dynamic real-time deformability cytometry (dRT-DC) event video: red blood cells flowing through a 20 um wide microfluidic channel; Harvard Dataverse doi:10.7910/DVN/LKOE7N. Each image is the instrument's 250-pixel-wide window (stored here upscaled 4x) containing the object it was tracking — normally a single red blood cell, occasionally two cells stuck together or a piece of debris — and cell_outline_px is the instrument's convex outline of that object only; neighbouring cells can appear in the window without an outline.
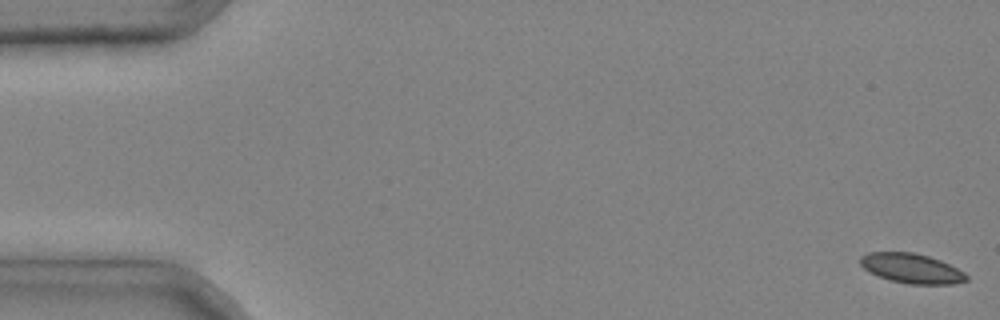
{"species": "common noctule bat (a hibernating species)", "species_latin": "Nyctalus noctula", "temperature_condition": "cold", "stored_images_in_passage": 4, "camera_frame_rate_fps": 3000, "um_per_image_px": 0.085, "animal": {"sex": "male", "body_mass_g": 20.4}, "frame": {"image": 1, "passage_image": 1, "time_ms": 0.0, "image_size_px": [1000, 320], "cell_outline_px": [[968, 280], [952, 284], [908, 284], [892, 280], [880, 276], [864, 268], [860, 264], [860, 256], [868, 252], [912, 252], [928, 256], [940, 260], [964, 272], [968, 276]], "centroid_in_image_um": [77.49, 22.8], "position_along_channel_um": 7.5, "area_um2": 18.15}}
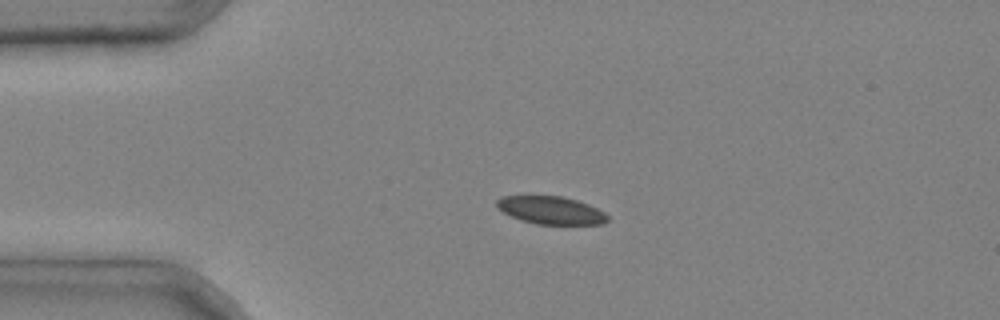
{"frame": {"image": 2, "passage_image": 3, "time_ms": 0.667, "image_size_px": [1000, 320], "cell_outline_px": [[608, 220], [604, 224], [536, 224], [512, 216], [496, 208], [496, 200], [504, 196], [528, 192], [564, 196], [588, 204], [604, 212], [608, 216]], "centroid_in_image_um": [46.76, 17.8], "position_along_channel_um": 38.2, "area_um2": 18.67}}